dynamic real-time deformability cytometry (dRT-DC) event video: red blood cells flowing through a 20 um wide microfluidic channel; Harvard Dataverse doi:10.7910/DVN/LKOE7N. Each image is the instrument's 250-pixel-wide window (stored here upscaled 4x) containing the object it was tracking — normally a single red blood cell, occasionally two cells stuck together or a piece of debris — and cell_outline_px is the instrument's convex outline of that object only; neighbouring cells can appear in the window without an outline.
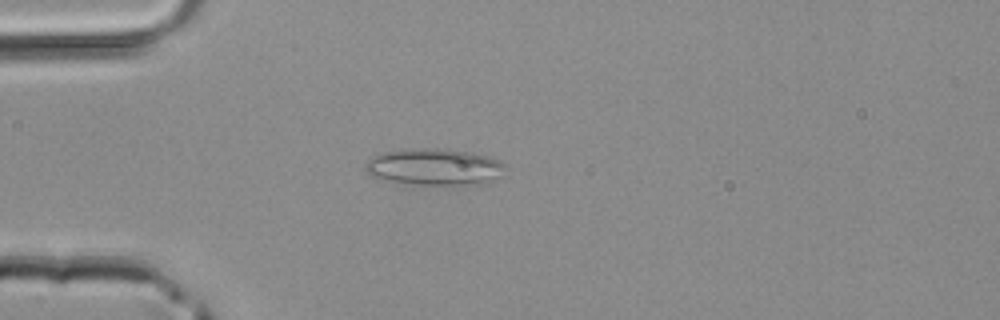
{"species": "common noctule bat (a hibernating species)", "species_latin": "Nyctalus noctula", "temperature_condition": "room temperature", "stored_images_in_passage": 45, "camera_frame_rate_fps": 3000, "um_per_image_px": 0.085, "animal": {"sex": "male", "body_mass_g": 20.4}, "frame": {"image": 1, "passage_image": 13, "time_ms": 4.0, "image_size_px": [1000, 320], "cell_outline_px": [[508, 168], [496, 180], [484, 184], [416, 184], [384, 180], [372, 176], [364, 168], [364, 164], [372, 156], [380, 152], [404, 148], [436, 148], [472, 152], [488, 156], [500, 160]], "centroid_in_image_um": [36.94, 14.17], "position_along_channel_um": 48.1, "area_um2": 30.35}}
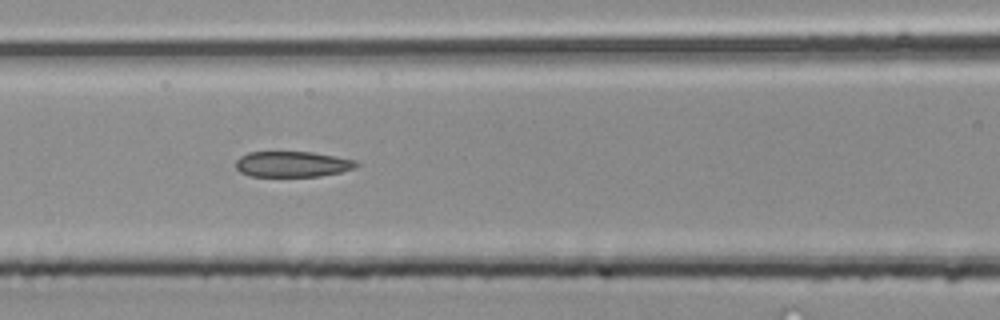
{"frame": {"image": 2, "passage_image": 20, "time_ms": 6.333, "image_size_px": [1000, 320], "cell_outline_px": [[360, 164], [356, 168], [340, 172], [320, 176], [252, 176], [240, 172], [236, 168], [236, 160], [240, 156], [248, 152], [312, 152], [336, 156], [356, 160]], "centroid_in_image_um": [24.88, 13.95], "position_along_channel_um": 141.7, "area_um2": 18.09}}
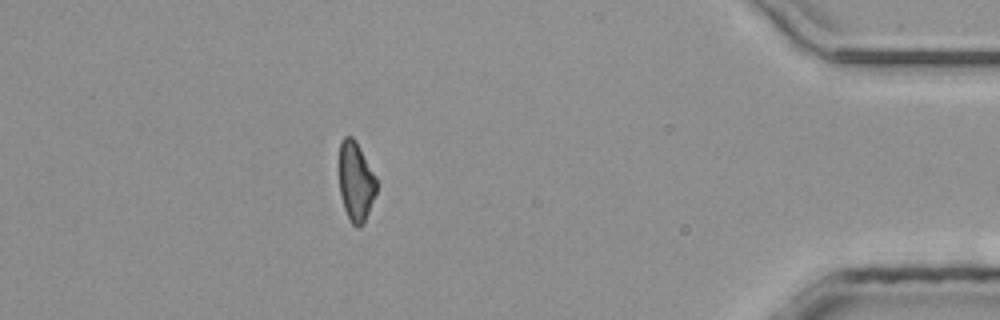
{"frame": {"image": 3, "passage_image": 40, "time_ms": 13.0, "image_size_px": [1000, 320], "cell_outline_px": [[376, 192], [368, 212], [360, 228], [356, 228], [352, 224], [344, 208], [340, 196], [340, 140], [344, 136], [352, 136], [356, 140], [376, 176]], "centroid_in_image_um": [30.24, 15.4], "position_along_channel_um": 405.0, "area_um2": 17.17}}